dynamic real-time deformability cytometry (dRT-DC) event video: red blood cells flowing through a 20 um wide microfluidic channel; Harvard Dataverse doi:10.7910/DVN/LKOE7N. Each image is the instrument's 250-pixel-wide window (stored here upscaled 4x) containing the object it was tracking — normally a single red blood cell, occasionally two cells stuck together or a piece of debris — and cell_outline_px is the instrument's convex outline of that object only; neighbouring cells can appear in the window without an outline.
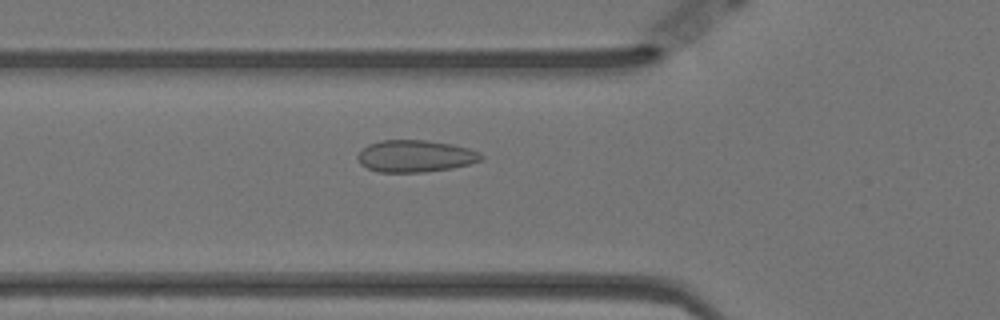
{"species": "Egyptian fruit bat (a non-hibernating species)", "species_latin": "Rousettus aegyptiacus", "temperature_condition": "warm", "stored_images_in_passage": 57, "camera_frame_rate_fps": 3000, "um_per_image_px": 0.085, "animal": {"sex": "female"}, "frame": {"image": 1, "passage_image": 19, "time_ms": 6.0, "image_size_px": [1000, 320], "cell_outline_px": [[484, 156], [480, 160], [468, 164], [452, 168], [424, 172], [376, 172], [360, 164], [356, 156], [368, 144], [380, 140], [424, 140], [452, 144], [468, 148], [480, 152]], "centroid_in_image_um": [35.28, 13.27], "position_along_channel_um": 90.5, "area_um2": 23.0}}
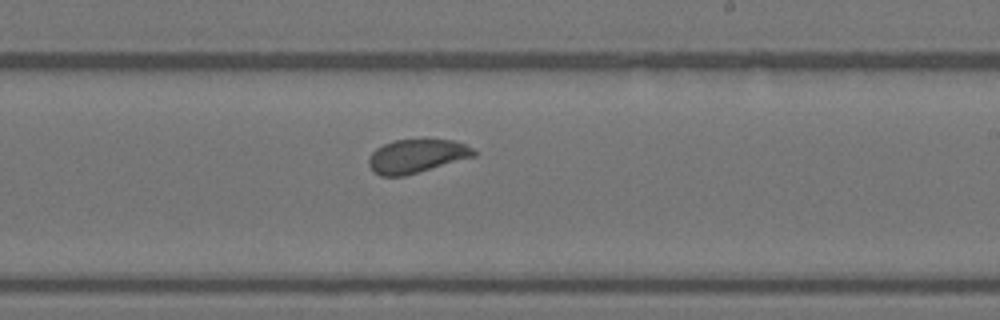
{"frame": {"image": 2, "passage_image": 33, "time_ms": 10.667, "image_size_px": [1000, 320], "cell_outline_px": [[476, 156], [404, 176], [380, 176], [372, 172], [368, 164], [368, 160], [372, 152], [376, 148], [392, 140], [452, 140], [464, 144], [472, 148], [476, 152]], "centroid_in_image_um": [35.38, 13.28], "position_along_channel_um": 253.6, "area_um2": 20.52}}
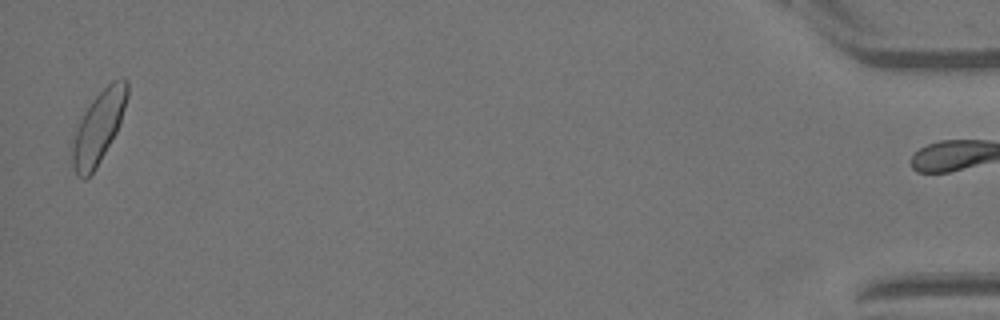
{"frame": {"image": 3, "passage_image": 56, "time_ms": 18.333, "image_size_px": [1000, 320], "cell_outline_px": [[128, 96], [120, 124], [116, 132], [96, 168], [84, 180], [76, 176], [72, 168], [72, 140], [80, 120], [84, 112], [92, 100], [112, 80], [128, 80]], "centroid_in_image_um": [8.36, 10.84], "position_along_channel_um": 426.8, "area_um2": 22.83}}